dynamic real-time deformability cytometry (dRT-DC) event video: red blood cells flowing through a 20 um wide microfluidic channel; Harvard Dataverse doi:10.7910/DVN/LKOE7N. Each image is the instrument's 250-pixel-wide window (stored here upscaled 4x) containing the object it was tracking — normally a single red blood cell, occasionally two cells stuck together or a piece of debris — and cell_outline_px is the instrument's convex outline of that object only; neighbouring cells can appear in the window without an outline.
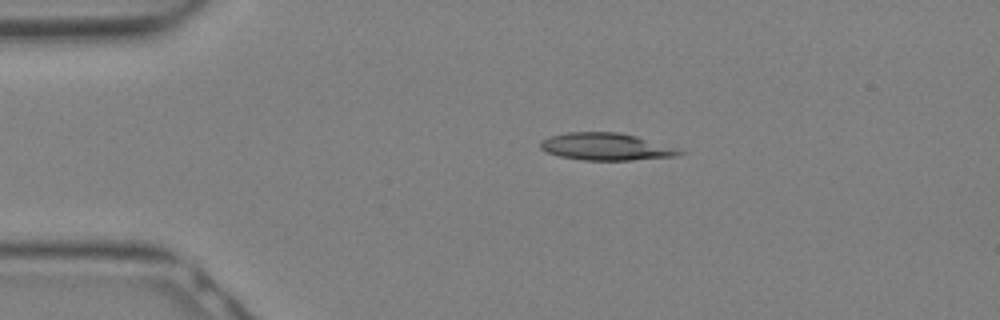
{"species": "Egyptian fruit bat (a non-hibernating species)", "species_latin": "Rousettus aegyptiacus", "temperature_condition": "warm", "stored_images_in_passage": 12, "camera_frame_rate_fps": 3000, "um_per_image_px": 0.085, "animal": {"sex": "female"}, "frame": {"image": 1, "passage_image": 2, "time_ms": 0.333, "image_size_px": [1000, 320], "cell_outline_px": [[684, 152], [680, 156], [632, 160], [584, 160], [560, 156], [548, 152], [540, 148], [540, 140], [552, 136], [568, 132], [616, 132], [636, 136]], "centroid_in_image_um": [51.46, 12.47], "position_along_channel_um": 33.5, "area_um2": 21.62}}
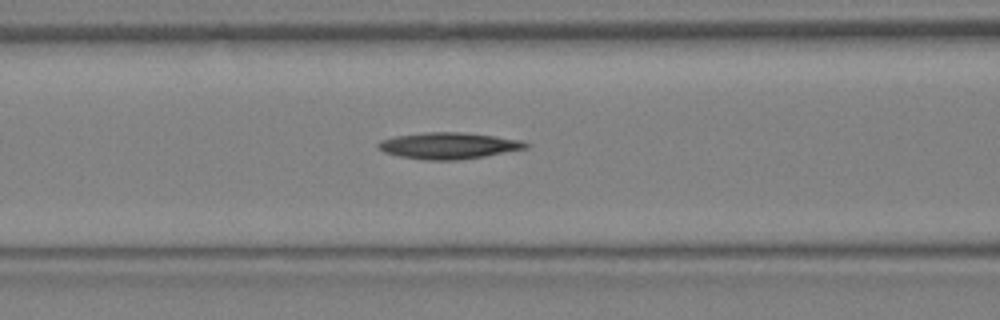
{"frame": {"image": 2, "passage_image": 8, "time_ms": 2.333, "image_size_px": [1000, 320], "cell_outline_px": [[532, 144], [528, 148], [484, 156], [456, 160], [428, 160], [400, 156], [384, 152], [376, 148], [376, 144], [380, 140], [396, 136], [424, 132], [460, 132], [492, 136], [520, 140]], "centroid_in_image_um": [38.11, 12.38], "position_along_channel_um": 128.5, "area_um2": 22.6}}
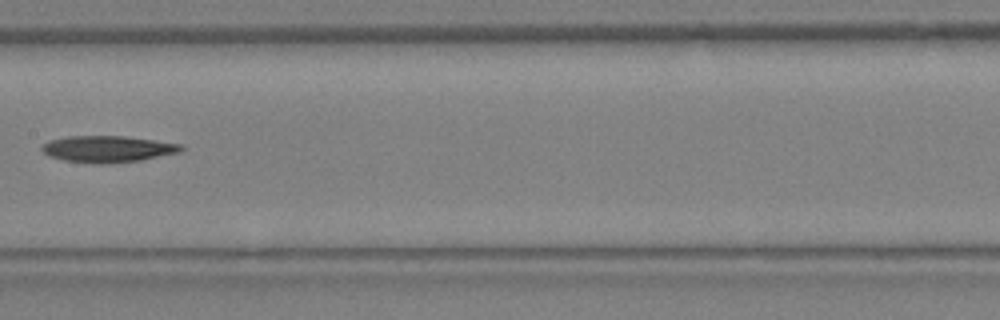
{"frame": {"image": 3, "passage_image": 11, "time_ms": 3.333, "image_size_px": [1000, 320], "cell_outline_px": [[184, 148], [180, 152], [140, 160], [64, 160], [48, 156], [40, 148], [48, 140], [68, 136], [124, 136], [180, 144]], "centroid_in_image_um": [9.14, 12.6], "position_along_channel_um": 198.3, "area_um2": 20.17}}